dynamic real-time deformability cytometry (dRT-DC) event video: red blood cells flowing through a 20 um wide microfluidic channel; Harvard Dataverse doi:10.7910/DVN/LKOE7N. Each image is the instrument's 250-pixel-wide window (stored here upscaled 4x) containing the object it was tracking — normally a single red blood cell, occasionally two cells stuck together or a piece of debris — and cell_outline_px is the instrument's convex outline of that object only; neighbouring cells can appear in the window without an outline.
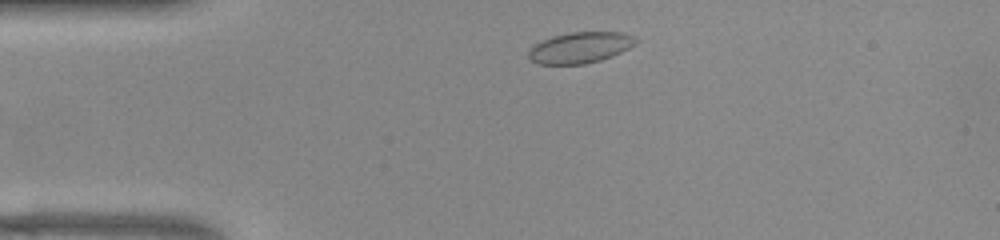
{"species": "common noctule bat (a hibernating species)", "species_latin": "Nyctalus noctula", "temperature_condition": "warm", "stored_images_in_passage": 44, "camera_frame_rate_fps": 3000, "um_per_image_px": 0.085, "animal": {"sex": "female", "body_mass_g": 22.0, "forearm_length_mm": 56.7}, "frame": {"image": 1, "passage_image": 3, "time_ms": 0.667, "image_size_px": [1000, 240], "cell_outline_px": [[636, 44], [612, 56], [600, 60], [584, 64], [536, 64], [528, 56], [528, 52], [536, 44], [552, 36], [572, 32], [620, 32], [632, 36], [636, 40]], "centroid_in_image_um": [49.3, 4.05], "position_along_channel_um": 35.7, "area_um2": 19.07}}
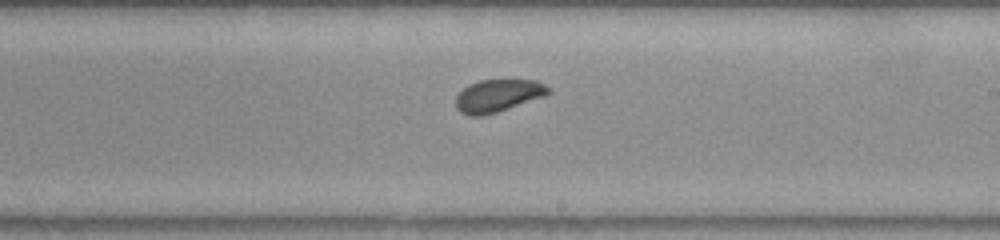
{"frame": {"image": 2, "passage_image": 22, "time_ms": 7.0, "image_size_px": [1000, 240], "cell_outline_px": [[548, 92], [544, 96], [484, 116], [468, 116], [460, 112], [456, 108], [456, 96], [468, 84], [480, 80], [508, 76], [536, 80], [544, 84], [548, 88]], "centroid_in_image_um": [42.31, 8.07], "position_along_channel_um": 246.7, "area_um2": 18.15}}
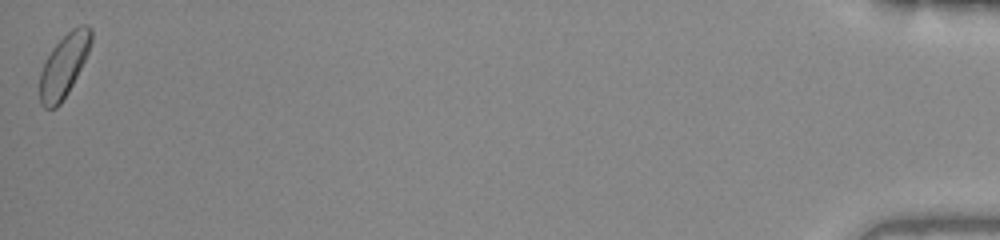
{"frame": {"image": 3, "passage_image": 44, "time_ms": 14.333, "image_size_px": [1000, 240], "cell_outline_px": [[92, 40], [88, 52], [68, 92], [60, 104], [56, 108], [44, 108], [40, 104], [40, 72], [44, 60], [52, 48], [72, 28], [80, 24], [88, 24], [92, 28]], "centroid_in_image_um": [5.42, 5.55], "position_along_channel_um": 429.8, "area_um2": 18.73}, "authors_computed_cell_mechanics": {"area_um2": 17.9469, "velocity_mm_per_s": 3.8767, "shape_relaxation_time_tau1_ms": 5.0407, "shape_relaxation_time_tau2_ms": null, "deformation_change_tau1": 0.0859, "deformation_change_tau2": null}}